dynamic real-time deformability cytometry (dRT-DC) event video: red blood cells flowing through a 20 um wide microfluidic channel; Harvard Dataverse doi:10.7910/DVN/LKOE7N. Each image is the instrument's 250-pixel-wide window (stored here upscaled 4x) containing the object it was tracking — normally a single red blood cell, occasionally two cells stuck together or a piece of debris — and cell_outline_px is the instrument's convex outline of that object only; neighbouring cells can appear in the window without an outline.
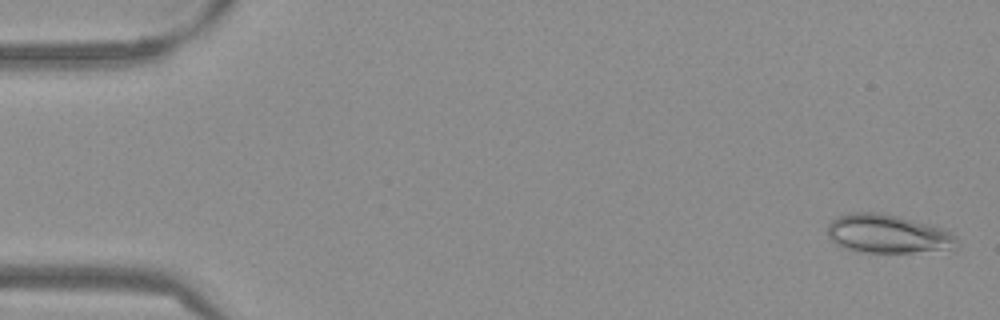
{"species": "Egyptian fruit bat (a non-hibernating species)", "species_latin": "Rousettus aegyptiacus", "temperature_condition": "warm", "stored_images_in_passage": 54, "segment_of_instrument_passage": [1, 2], "camera_frame_rate_fps": 3000, "um_per_image_px": 0.085, "frame": {"image": 1, "passage_image": 2, "time_ms": 0.333, "image_size_px": [1000, 320], "cell_outline_px": [[956, 248], [912, 252], [856, 252], [844, 248], [836, 244], [828, 236], [828, 224], [836, 216], [848, 212], [876, 212], [900, 216], [932, 224], [944, 228], [952, 232], [956, 236]], "centroid_in_image_um": [75.44, 19.86], "position_along_channel_um": 9.6, "area_um2": 29.42}}
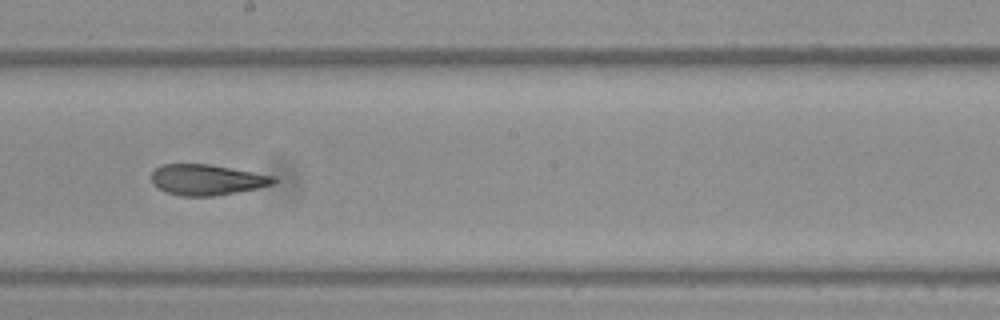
{"frame": {"image": 2, "passage_image": 30, "time_ms": 9.667, "image_size_px": [1000, 320], "cell_outline_px": [[280, 180], [276, 184], [236, 192], [212, 196], [180, 196], [156, 188], [152, 184], [152, 172], [160, 164], [208, 164], [276, 176]], "centroid_in_image_um": [17.6, 15.28], "position_along_channel_um": 230.6, "area_um2": 21.96}}
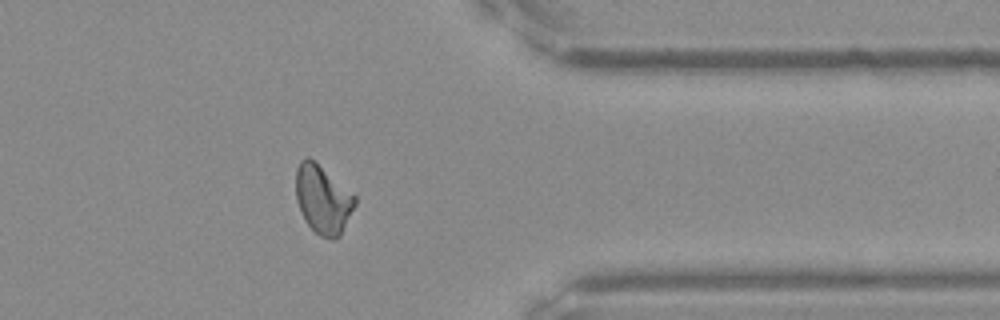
{"frame": {"image": 3, "passage_image": 43, "time_ms": 14.0, "image_size_px": [1000, 320], "cell_outline_px": [[356, 204], [340, 236], [336, 240], [332, 240], [320, 236], [304, 220], [300, 212], [296, 200], [296, 168], [300, 160], [308, 156], [356, 196]], "centroid_in_image_um": [27.43, 16.97], "position_along_channel_um": 384.0, "area_um2": 23.52}}